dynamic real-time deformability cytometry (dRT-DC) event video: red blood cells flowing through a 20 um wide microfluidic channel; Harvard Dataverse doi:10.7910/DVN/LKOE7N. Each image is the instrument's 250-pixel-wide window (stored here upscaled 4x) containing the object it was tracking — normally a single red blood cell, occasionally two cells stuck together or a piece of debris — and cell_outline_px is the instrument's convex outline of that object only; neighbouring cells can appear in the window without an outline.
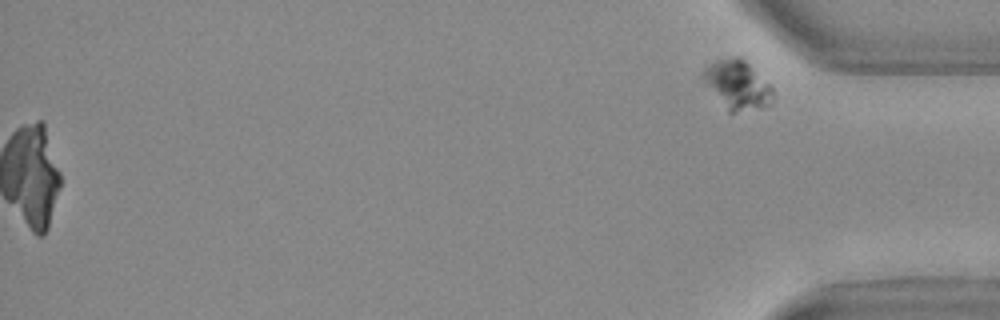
{"species": "Egyptian fruit bat (a non-hibernating species)", "species_latin": "Rousettus aegyptiacus", "temperature_condition": "warm", "stored_images_in_passage": 42, "segment_of_instrument_passage": [2, 2], "camera_frame_rate_fps": 3000, "um_per_image_px": 0.085, "animal": {"sex": "female"}, "frame": {"image": 1, "passage_image": 42, "time_ms": 13.667, "image_size_px": [1000, 320], "cell_outline_px": [[776, 96], [772, 104], [732, 112], [728, 112], [700, 76], [700, 72], [712, 60], [736, 56], [740, 56], [772, 84]], "centroid_in_image_um": [62.7, 7.16], "position_along_channel_um": 372.5, "area_um2": 20.17}}